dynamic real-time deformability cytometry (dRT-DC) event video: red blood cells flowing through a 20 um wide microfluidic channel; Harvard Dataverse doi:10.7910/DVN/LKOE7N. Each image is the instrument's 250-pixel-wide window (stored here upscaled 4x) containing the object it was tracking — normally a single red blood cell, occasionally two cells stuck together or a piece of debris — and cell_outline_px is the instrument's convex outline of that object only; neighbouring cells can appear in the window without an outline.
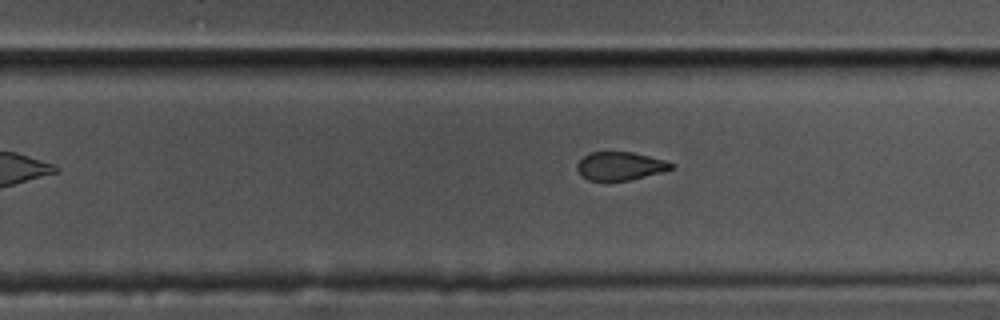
{"species": "common noctule bat (a hibernating species)", "species_latin": "Nyctalus noctula", "temperature_condition": "cold", "stored_images_in_passage": 42, "camera_frame_rate_fps": 3000, "um_per_image_px": 0.085, "animal": {"sex": "male", "body_mass_g": 17.5, "forearm_length_mm": 52.3}, "frame": {"image": 1, "passage_image": 20, "time_ms": 6.333, "image_size_px": [1000, 320], "cell_outline_px": [[676, 168], [628, 180], [588, 180], [580, 176], [576, 168], [576, 164], [584, 156], [592, 152], [632, 152], [664, 160], [676, 164]], "centroid_in_image_um": [52.7, 14.11], "position_along_channel_um": 277.1, "area_um2": 15.43}}
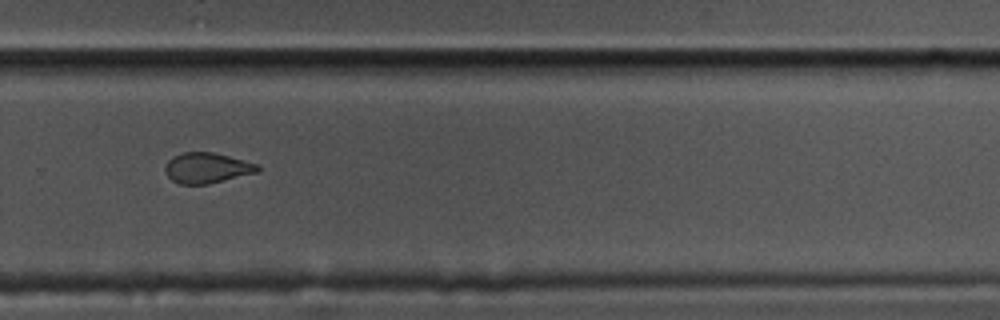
{"frame": {"image": 2, "passage_image": 23, "time_ms": 7.333, "image_size_px": [1000, 320], "cell_outline_px": [[260, 172], [208, 184], [180, 184], [172, 180], [168, 176], [164, 168], [168, 160], [172, 156], [184, 152], [212, 152], [260, 164]], "centroid_in_image_um": [17.62, 14.27], "position_along_channel_um": 312.2, "area_um2": 16.53}}
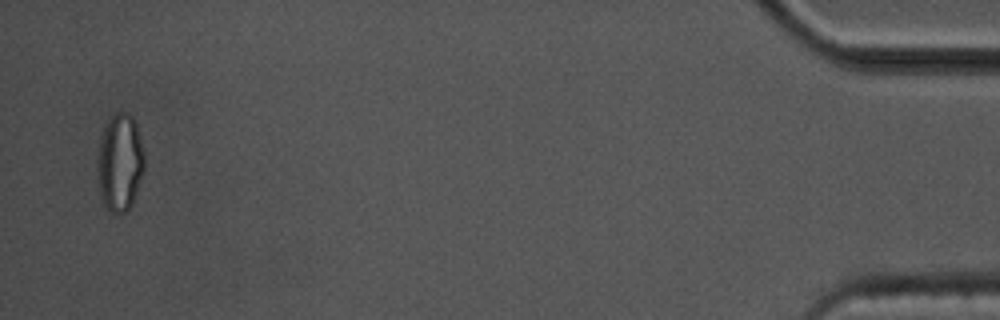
{"frame": {"image": 3, "passage_image": 40, "time_ms": 13.0, "image_size_px": [1000, 320], "cell_outline_px": [[144, 168], [132, 204], [124, 212], [112, 212], [104, 204], [100, 192], [96, 160], [100, 136], [104, 124], [116, 112], [128, 112], [132, 116], [136, 124], [144, 152]], "centroid_in_image_um": [10.17, 13.75], "position_along_channel_um": 425.0, "area_um2": 26.65}}